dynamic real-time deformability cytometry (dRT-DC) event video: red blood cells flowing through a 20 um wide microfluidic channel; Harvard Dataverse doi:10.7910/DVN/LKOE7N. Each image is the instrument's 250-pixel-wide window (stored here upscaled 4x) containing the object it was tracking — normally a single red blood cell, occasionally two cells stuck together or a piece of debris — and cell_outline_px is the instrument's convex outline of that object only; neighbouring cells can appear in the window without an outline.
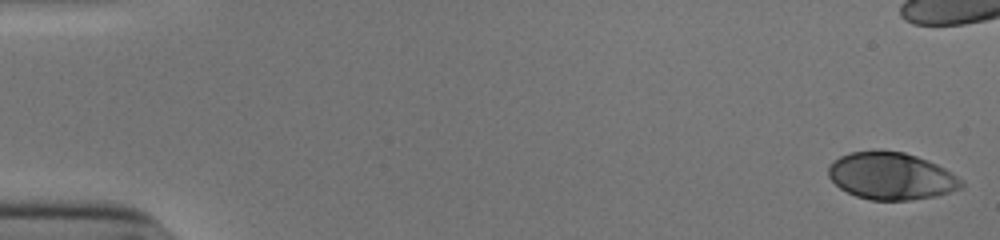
{"species": "human", "species_latin": "Homo sapiens", "temperature_condition": "cold", "stored_images_in_passage": 43, "camera_frame_rate_fps": 3000, "um_per_image_px": 0.085, "donor": {"sex": "male"}, "frame": {"image": 1, "passage_image": 1, "time_ms": 0.0, "image_size_px": [1000, 240], "cell_outline_px": [[964, 188], [936, 196], [908, 200], [872, 200], [856, 196], [840, 188], [828, 176], [828, 164], [832, 160], [840, 156], [852, 152], [904, 152], [928, 160], [944, 168], [964, 180]], "centroid_in_image_um": [75.78, 14.98], "position_along_channel_um": 9.2, "area_um2": 36.36}}
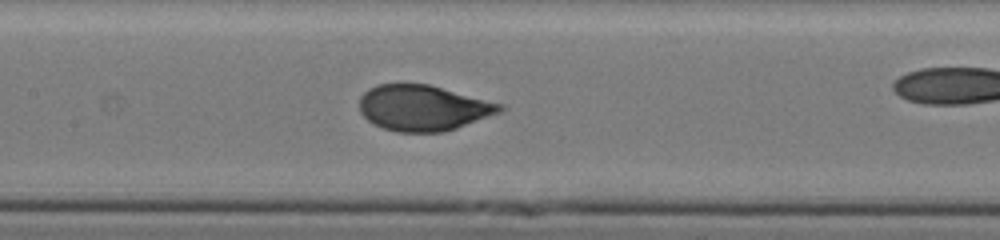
{"frame": {"image": 2, "passage_image": 26, "time_ms": 8.333, "image_size_px": [1000, 240], "cell_outline_px": [[504, 108], [500, 112], [456, 128], [444, 132], [396, 132], [372, 124], [360, 112], [360, 96], [368, 88], [376, 84], [428, 84], [504, 104]], "centroid_in_image_um": [35.94, 9.17], "position_along_channel_um": 171.5, "area_um2": 37.34}}
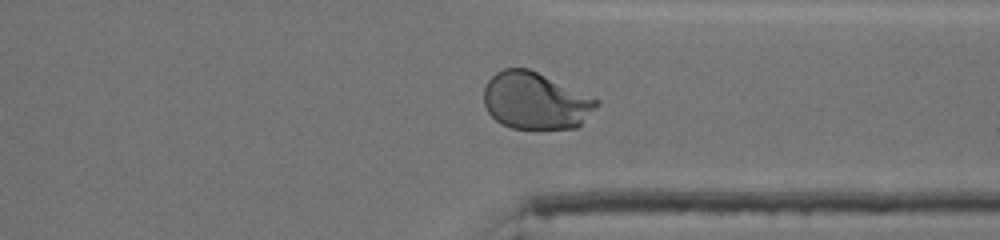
{"frame": {"image": 3, "passage_image": 41, "time_ms": 13.333, "image_size_px": [1000, 240], "cell_outline_px": [[600, 104], [576, 128], [512, 128], [500, 124], [488, 112], [484, 104], [484, 88], [488, 80], [496, 72], [504, 68], [528, 68], [600, 100]], "centroid_in_image_um": [45.5, 8.56], "position_along_channel_um": 365.9, "area_um2": 37.22}}